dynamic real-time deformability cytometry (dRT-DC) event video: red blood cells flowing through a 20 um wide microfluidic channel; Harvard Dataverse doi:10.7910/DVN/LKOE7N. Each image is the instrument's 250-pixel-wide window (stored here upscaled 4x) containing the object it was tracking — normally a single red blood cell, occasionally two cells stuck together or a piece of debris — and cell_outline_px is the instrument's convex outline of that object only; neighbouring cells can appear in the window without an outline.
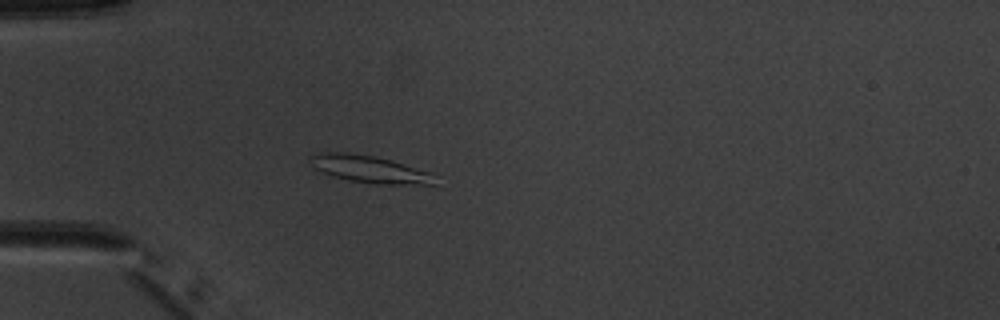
{"species": "common noctule bat (a hibernating species)", "species_latin": "Nyctalus noctula", "temperature_condition": "warm", "stored_images_in_passage": 5, "camera_frame_rate_fps": 3000, "um_per_image_px": 0.085, "animal": {"sex": "male", "body_mass_g": 20.1, "forearm_length_mm": 53.5}, "frame": {"image": 1, "passage_image": 5, "time_ms": 5.0, "image_size_px": [1000, 320], "cell_outline_px": [[436, 184], [376, 184], [348, 180], [332, 176], [312, 168], [308, 156], [320, 152], [348, 152], [372, 156], [392, 160], [432, 172]], "centroid_in_image_um": [31.37, 14.37], "position_along_channel_um": 53.6, "area_um2": 19.94}}